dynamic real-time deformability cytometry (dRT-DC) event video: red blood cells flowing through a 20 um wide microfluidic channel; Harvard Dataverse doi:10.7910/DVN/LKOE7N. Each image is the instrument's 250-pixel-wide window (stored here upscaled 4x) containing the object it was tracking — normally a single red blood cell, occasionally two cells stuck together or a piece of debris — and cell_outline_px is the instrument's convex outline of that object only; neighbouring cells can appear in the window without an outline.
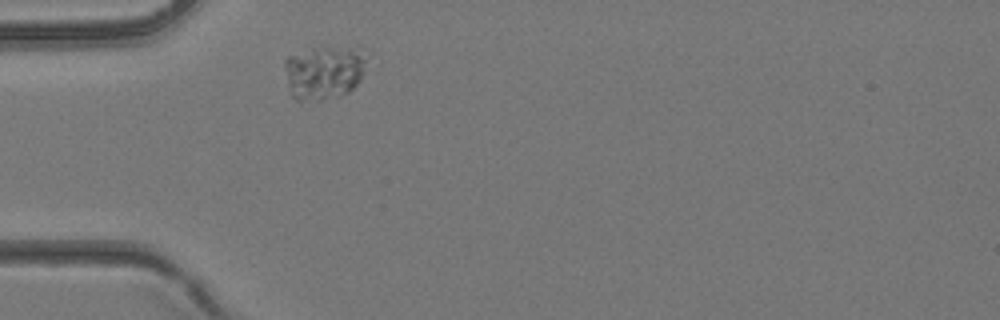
{"species": "common noctule bat (a hibernating species)", "species_latin": "Nyctalus noctula", "temperature_condition": "room temperature", "stored_images_in_passage": 1, "camera_frame_rate_fps": 3000, "um_per_image_px": 0.085, "animal": {"sex": "female", "body_mass_g": 24.6, "forearm_length_mm": 56.2}, "frame": {"image": 1, "passage_image": 1, "time_ms": 0.0, "image_size_px": [1000, 320], "cell_outline_px": [[364, 60], [360, 80], [348, 92], [336, 96], [320, 100], [300, 104], [292, 96], [288, 84], [284, 64], [284, 60], [288, 56], [308, 44], [312, 44], [348, 48]], "centroid_in_image_um": [27.37, 6.14], "position_along_channel_um": 57.6, "area_um2": 25.84}}